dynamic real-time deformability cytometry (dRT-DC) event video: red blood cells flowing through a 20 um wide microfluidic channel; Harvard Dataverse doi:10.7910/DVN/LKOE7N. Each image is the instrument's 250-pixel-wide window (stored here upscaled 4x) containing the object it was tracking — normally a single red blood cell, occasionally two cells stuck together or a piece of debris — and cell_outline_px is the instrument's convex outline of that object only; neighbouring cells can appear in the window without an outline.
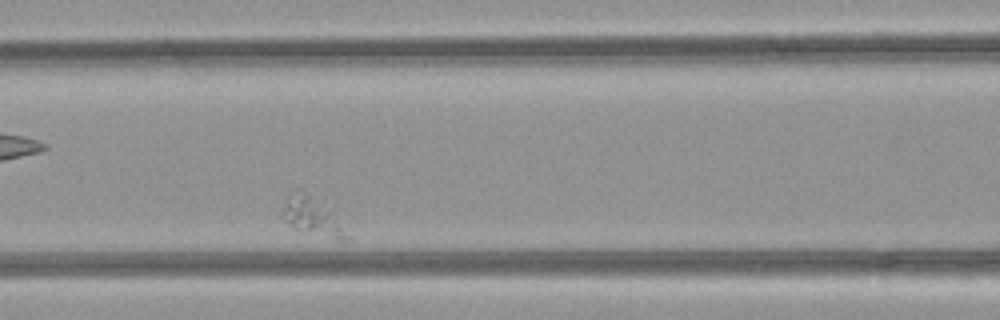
{"species": "common noctule bat (a hibernating species)", "species_latin": "Nyctalus noctula", "temperature_condition": "room temperature", "stored_images_in_passage": 29, "camera_frame_rate_fps": 3000, "um_per_image_px": 0.085, "animal": {"sex": "female", "body_mass_g": 21.9}, "frame": {"image": 1, "passage_image": 8, "time_ms": 2.333, "image_size_px": [1000, 320], "cell_outline_px": [[352, 240], [336, 240], [292, 228], [284, 220], [284, 208], [288, 196], [296, 188], [308, 196], [328, 212]], "centroid_in_image_um": [26.47, 18.48], "position_along_channel_um": 140.1, "area_um2": 12.83}}
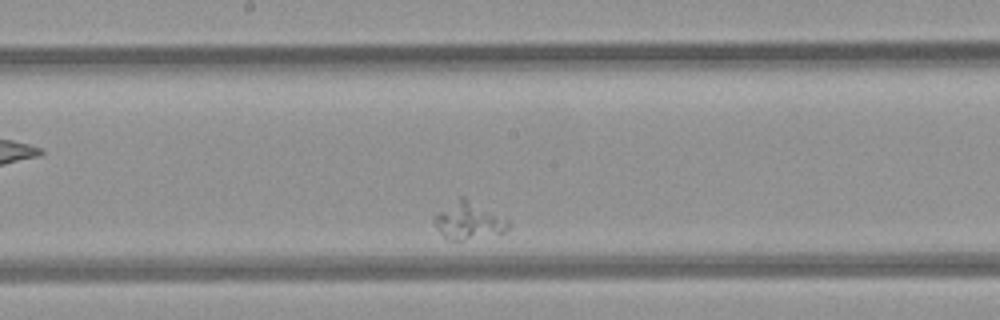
{"frame": {"image": 2, "passage_image": 14, "time_ms": 4.333, "image_size_px": [1000, 320], "cell_outline_px": [[512, 224], [504, 232], [464, 240], [448, 240], [436, 228], [432, 220], [436, 212], [460, 196], [464, 196], [508, 220]], "centroid_in_image_um": [39.79, 18.75], "position_along_channel_um": 208.4, "area_um2": 16.07}}
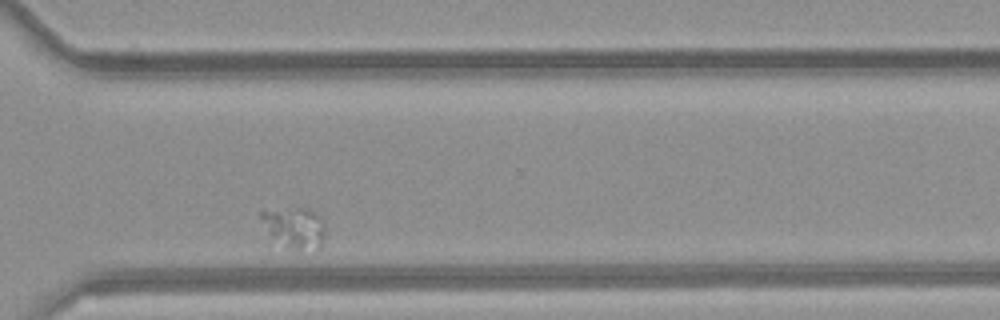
{"frame": {"image": 3, "passage_image": 26, "time_ms": 8.333, "image_size_px": [1000, 320], "cell_outline_px": [[324, 240], [320, 248], [300, 252], [272, 236], [260, 220], [260, 212], [296, 208], [308, 208], [316, 212], [324, 220]], "centroid_in_image_um": [25.13, 19.35], "position_along_channel_um": 345.5, "area_um2": 15.03}}